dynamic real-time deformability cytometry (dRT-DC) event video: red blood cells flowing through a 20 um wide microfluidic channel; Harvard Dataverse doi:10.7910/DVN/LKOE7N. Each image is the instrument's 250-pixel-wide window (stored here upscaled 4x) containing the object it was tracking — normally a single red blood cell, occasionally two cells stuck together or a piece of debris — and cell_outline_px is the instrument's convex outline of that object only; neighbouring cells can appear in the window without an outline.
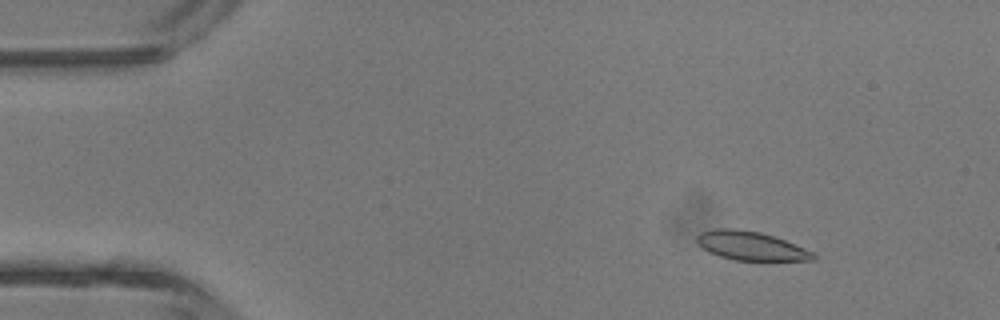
{"species": "common noctule bat (a hibernating species)", "species_latin": "Nyctalus noctula", "temperature_condition": "room temperature", "stored_images_in_passage": 5, "camera_frame_rate_fps": 3000, "um_per_image_px": 0.085, "animal": {"sex": "male", "body_mass_g": 13.3}, "frame": {"image": 1, "passage_image": 2, "time_ms": 1.0, "image_size_px": [1000, 320], "cell_outline_px": [[816, 260], [736, 260], [720, 256], [708, 252], [696, 240], [696, 236], [700, 232], [716, 228], [732, 228], [760, 232], [784, 240], [804, 248], [812, 252], [816, 256]], "centroid_in_image_um": [63.8, 20.89], "position_along_channel_um": 21.2, "area_um2": 19.25}}